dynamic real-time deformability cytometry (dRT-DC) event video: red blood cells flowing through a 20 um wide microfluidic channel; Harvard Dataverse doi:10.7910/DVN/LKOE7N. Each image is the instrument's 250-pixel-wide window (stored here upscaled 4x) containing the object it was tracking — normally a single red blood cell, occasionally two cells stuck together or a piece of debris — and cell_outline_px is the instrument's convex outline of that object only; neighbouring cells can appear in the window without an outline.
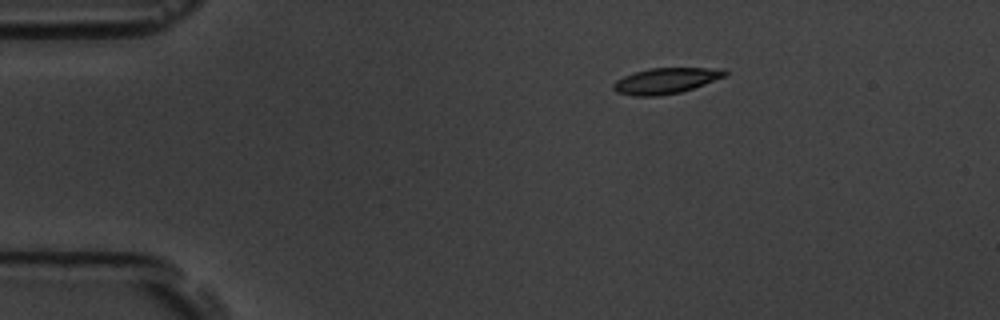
{"species": "common noctule bat (a hibernating species)", "species_latin": "Nyctalus noctula", "temperature_condition": "room temperature", "stored_images_in_passage": 2, "camera_frame_rate_fps": 3000, "um_per_image_px": 0.085, "animal": {"sex": "male", "body_mass_g": 19.5, "forearm_length_mm": 54.6}, "frame": {"image": 1, "passage_image": 1, "time_ms": 0.0, "image_size_px": [1000, 320], "cell_outline_px": [[728, 72], [724, 76], [704, 84], [680, 92], [660, 96], [632, 96], [616, 92], [612, 88], [612, 84], [616, 80], [624, 76], [648, 68], [724, 68]], "centroid_in_image_um": [56.55, 6.86], "position_along_channel_um": 28.4, "area_um2": 16.7}}